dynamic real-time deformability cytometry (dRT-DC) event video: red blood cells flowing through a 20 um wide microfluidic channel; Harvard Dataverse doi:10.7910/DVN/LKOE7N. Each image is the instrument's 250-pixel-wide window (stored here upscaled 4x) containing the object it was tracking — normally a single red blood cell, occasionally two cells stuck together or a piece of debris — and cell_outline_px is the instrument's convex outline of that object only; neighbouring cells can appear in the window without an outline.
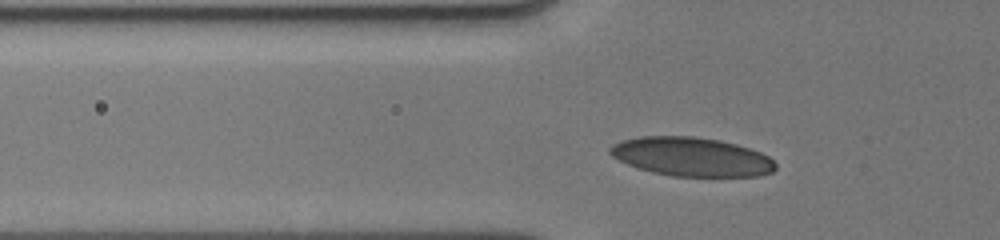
{"species": "human", "species_latin": "Homo sapiens", "temperature_condition": "cold", "stored_images_in_passage": 10, "camera_frame_rate_fps": 3000, "um_per_image_px": 0.085, "donor": {"sex": "male"}, "frame": {"image": 1, "passage_image": 5, "time_ms": 1.667, "image_size_px": [1000, 240], "cell_outline_px": [[776, 168], [772, 172], [760, 176], [672, 176], [652, 172], [628, 164], [612, 156], [608, 152], [608, 148], [612, 144], [620, 140], [640, 136], [692, 136], [720, 140], [736, 144], [760, 152], [768, 156], [776, 164]], "centroid_in_image_um": [58.76, 13.32], "position_along_channel_um": 67.0, "area_um2": 37.51}}
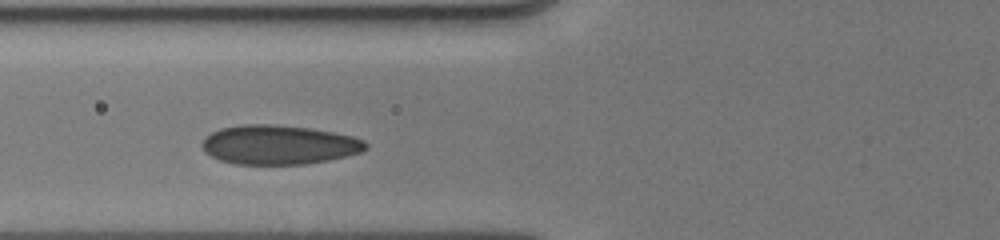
{"frame": {"image": 2, "passage_image": 9, "time_ms": 2.667, "image_size_px": [1000, 240], "cell_outline_px": [[368, 148], [360, 152], [328, 160], [304, 164], [236, 164], [220, 160], [204, 152], [200, 144], [212, 132], [220, 128], [240, 124], [272, 124], [308, 128], [332, 132], [352, 136], [364, 140], [368, 144]], "centroid_in_image_um": [23.68, 12.3], "position_along_channel_um": 102.1, "area_um2": 37.34}}